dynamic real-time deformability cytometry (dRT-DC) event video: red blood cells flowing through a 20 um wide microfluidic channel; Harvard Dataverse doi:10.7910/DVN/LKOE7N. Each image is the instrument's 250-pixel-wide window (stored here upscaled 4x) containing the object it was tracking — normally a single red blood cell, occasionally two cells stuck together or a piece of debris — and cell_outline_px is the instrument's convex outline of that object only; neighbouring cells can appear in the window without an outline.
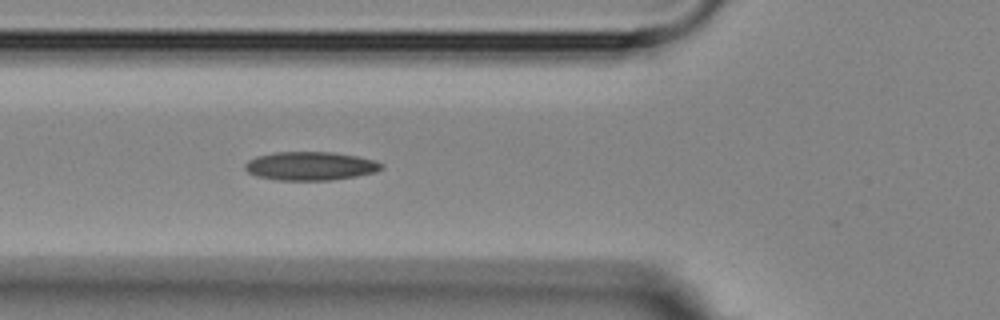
{"species": "Egyptian fruit bat (a non-hibernating species)", "species_latin": "Rousettus aegyptiacus", "temperature_condition": "room temperature", "stored_images_in_passage": 2, "camera_frame_rate_fps": 3000, "um_per_image_px": 0.085, "animal": {"sex": "female"}, "frame": {"image": 1, "passage_image": 2, "time_ms": 1.0, "image_size_px": [1000, 320], "cell_outline_px": [[384, 168], [376, 172], [356, 176], [328, 180], [276, 180], [256, 176], [248, 172], [244, 168], [244, 164], [248, 160], [256, 156], [276, 152], [332, 152], [356, 156], [372, 160], [384, 164]], "centroid_in_image_um": [26.36, 14.11], "position_along_channel_um": 99.4, "area_um2": 22.72}}